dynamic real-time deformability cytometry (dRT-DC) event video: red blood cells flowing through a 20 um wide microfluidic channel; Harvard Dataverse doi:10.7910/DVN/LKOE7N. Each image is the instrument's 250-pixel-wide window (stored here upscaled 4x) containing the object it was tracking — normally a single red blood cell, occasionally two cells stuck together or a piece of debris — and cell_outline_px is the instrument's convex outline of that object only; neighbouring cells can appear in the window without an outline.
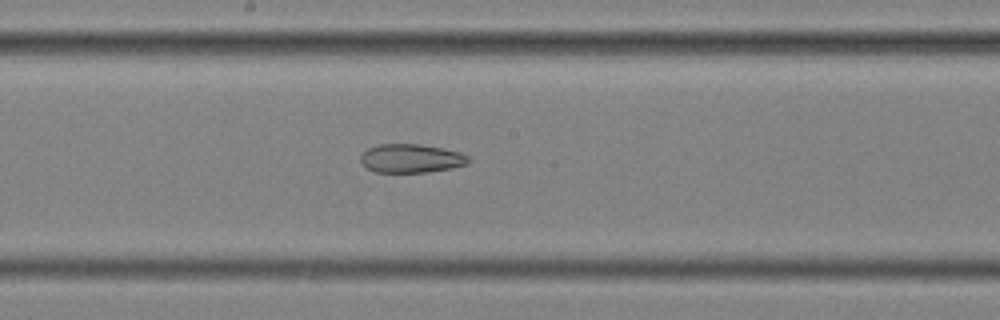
{"species": "common noctule bat (a hibernating species)", "species_latin": "Nyctalus noctula", "temperature_condition": "cold", "stored_images_in_passage": 58, "segment_of_instrument_passage": [2, 2], "camera_frame_rate_fps": 3000, "um_per_image_px": 0.085, "animal": {"sex": "female", "body_mass_g": 25.1}, "frame": {"image": 1, "passage_image": 32, "time_ms": 10.333, "image_size_px": [1000, 320], "cell_outline_px": [[468, 164], [452, 168], [424, 172], [372, 172], [360, 160], [360, 156], [368, 148], [380, 144], [420, 144], [460, 152], [468, 156]], "centroid_in_image_um": [34.93, 13.46], "position_along_channel_um": 213.3, "area_um2": 17.86}}
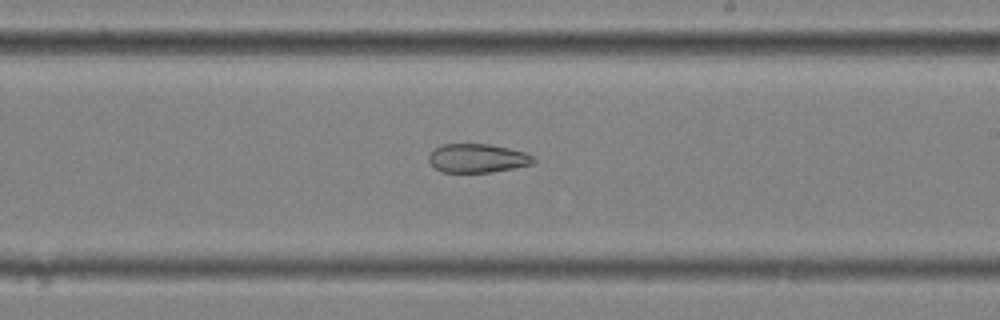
{"frame": {"image": 2, "passage_image": 35, "time_ms": 11.333, "image_size_px": [1000, 320], "cell_outline_px": [[536, 160], [532, 164], [492, 172], [440, 172], [428, 160], [428, 156], [436, 148], [444, 144], [488, 144], [508, 148], [524, 152], [532, 156]], "centroid_in_image_um": [40.57, 13.45], "position_along_channel_um": 248.4, "area_um2": 17.34}}
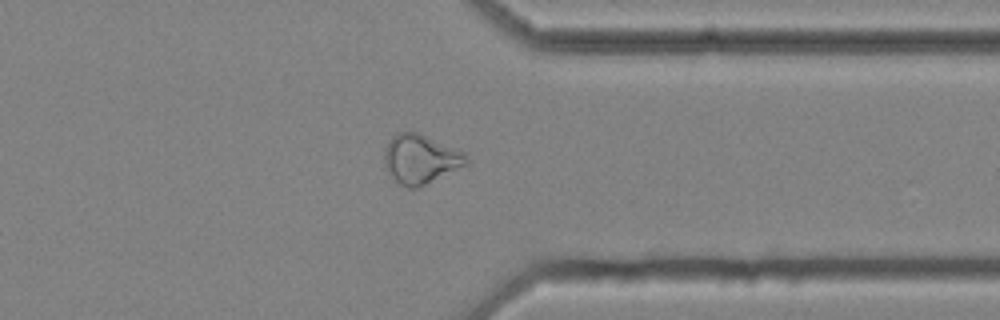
{"frame": {"image": 3, "passage_image": 46, "time_ms": 15.0, "image_size_px": [1000, 320], "cell_outline_px": [[468, 164], [416, 188], [408, 188], [400, 184], [392, 176], [384, 164], [384, 148], [392, 136], [396, 132], [416, 132], [464, 152], [468, 160]], "centroid_in_image_um": [35.72, 13.51], "position_along_channel_um": 375.7, "area_um2": 23.06}}